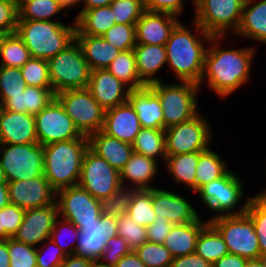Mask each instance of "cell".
Segmentation results:
<instances>
[{
	"mask_svg": "<svg viewBox=\"0 0 266 267\" xmlns=\"http://www.w3.org/2000/svg\"><path fill=\"white\" fill-rule=\"evenodd\" d=\"M20 70L27 86L52 88L47 60L30 58Z\"/></svg>",
	"mask_w": 266,
	"mask_h": 267,
	"instance_id": "obj_45",
	"label": "cell"
},
{
	"mask_svg": "<svg viewBox=\"0 0 266 267\" xmlns=\"http://www.w3.org/2000/svg\"><path fill=\"white\" fill-rule=\"evenodd\" d=\"M7 35H8V33L0 31V51H1L3 42H4Z\"/></svg>",
	"mask_w": 266,
	"mask_h": 267,
	"instance_id": "obj_67",
	"label": "cell"
},
{
	"mask_svg": "<svg viewBox=\"0 0 266 267\" xmlns=\"http://www.w3.org/2000/svg\"><path fill=\"white\" fill-rule=\"evenodd\" d=\"M212 130L199 112L192 119L165 129L166 154L203 152L211 144Z\"/></svg>",
	"mask_w": 266,
	"mask_h": 267,
	"instance_id": "obj_12",
	"label": "cell"
},
{
	"mask_svg": "<svg viewBox=\"0 0 266 267\" xmlns=\"http://www.w3.org/2000/svg\"><path fill=\"white\" fill-rule=\"evenodd\" d=\"M9 201L22 209H34L56 202V191L42 174L37 178L7 182Z\"/></svg>",
	"mask_w": 266,
	"mask_h": 267,
	"instance_id": "obj_17",
	"label": "cell"
},
{
	"mask_svg": "<svg viewBox=\"0 0 266 267\" xmlns=\"http://www.w3.org/2000/svg\"><path fill=\"white\" fill-rule=\"evenodd\" d=\"M0 240H5L4 207L0 209Z\"/></svg>",
	"mask_w": 266,
	"mask_h": 267,
	"instance_id": "obj_64",
	"label": "cell"
},
{
	"mask_svg": "<svg viewBox=\"0 0 266 267\" xmlns=\"http://www.w3.org/2000/svg\"><path fill=\"white\" fill-rule=\"evenodd\" d=\"M34 120L38 143L42 146L84 136L56 97L34 116Z\"/></svg>",
	"mask_w": 266,
	"mask_h": 267,
	"instance_id": "obj_14",
	"label": "cell"
},
{
	"mask_svg": "<svg viewBox=\"0 0 266 267\" xmlns=\"http://www.w3.org/2000/svg\"><path fill=\"white\" fill-rule=\"evenodd\" d=\"M110 7L116 24H136L146 11L143 0H113Z\"/></svg>",
	"mask_w": 266,
	"mask_h": 267,
	"instance_id": "obj_48",
	"label": "cell"
},
{
	"mask_svg": "<svg viewBox=\"0 0 266 267\" xmlns=\"http://www.w3.org/2000/svg\"><path fill=\"white\" fill-rule=\"evenodd\" d=\"M137 191V188L121 184L109 198L99 200L101 214L114 218L127 214L129 205Z\"/></svg>",
	"mask_w": 266,
	"mask_h": 267,
	"instance_id": "obj_40",
	"label": "cell"
},
{
	"mask_svg": "<svg viewBox=\"0 0 266 267\" xmlns=\"http://www.w3.org/2000/svg\"><path fill=\"white\" fill-rule=\"evenodd\" d=\"M141 129L137 113L128 101L105 110L102 131L107 135L132 145Z\"/></svg>",
	"mask_w": 266,
	"mask_h": 267,
	"instance_id": "obj_23",
	"label": "cell"
},
{
	"mask_svg": "<svg viewBox=\"0 0 266 267\" xmlns=\"http://www.w3.org/2000/svg\"><path fill=\"white\" fill-rule=\"evenodd\" d=\"M34 115L0 106V144L37 143Z\"/></svg>",
	"mask_w": 266,
	"mask_h": 267,
	"instance_id": "obj_22",
	"label": "cell"
},
{
	"mask_svg": "<svg viewBox=\"0 0 266 267\" xmlns=\"http://www.w3.org/2000/svg\"><path fill=\"white\" fill-rule=\"evenodd\" d=\"M115 267H146V265L138 258L137 254L131 250L118 261Z\"/></svg>",
	"mask_w": 266,
	"mask_h": 267,
	"instance_id": "obj_60",
	"label": "cell"
},
{
	"mask_svg": "<svg viewBox=\"0 0 266 267\" xmlns=\"http://www.w3.org/2000/svg\"><path fill=\"white\" fill-rule=\"evenodd\" d=\"M26 87L20 68L0 66V106L10 96L24 92Z\"/></svg>",
	"mask_w": 266,
	"mask_h": 267,
	"instance_id": "obj_44",
	"label": "cell"
},
{
	"mask_svg": "<svg viewBox=\"0 0 266 267\" xmlns=\"http://www.w3.org/2000/svg\"><path fill=\"white\" fill-rule=\"evenodd\" d=\"M194 4V0H191ZM145 10L169 13L179 17L184 10V0H143Z\"/></svg>",
	"mask_w": 266,
	"mask_h": 267,
	"instance_id": "obj_55",
	"label": "cell"
},
{
	"mask_svg": "<svg viewBox=\"0 0 266 267\" xmlns=\"http://www.w3.org/2000/svg\"><path fill=\"white\" fill-rule=\"evenodd\" d=\"M94 261L84 257L67 255L60 267H92Z\"/></svg>",
	"mask_w": 266,
	"mask_h": 267,
	"instance_id": "obj_59",
	"label": "cell"
},
{
	"mask_svg": "<svg viewBox=\"0 0 266 267\" xmlns=\"http://www.w3.org/2000/svg\"><path fill=\"white\" fill-rule=\"evenodd\" d=\"M8 239L0 240V267H10Z\"/></svg>",
	"mask_w": 266,
	"mask_h": 267,
	"instance_id": "obj_61",
	"label": "cell"
},
{
	"mask_svg": "<svg viewBox=\"0 0 266 267\" xmlns=\"http://www.w3.org/2000/svg\"><path fill=\"white\" fill-rule=\"evenodd\" d=\"M43 146L37 143L0 144V167L6 181L37 178L43 174Z\"/></svg>",
	"mask_w": 266,
	"mask_h": 267,
	"instance_id": "obj_10",
	"label": "cell"
},
{
	"mask_svg": "<svg viewBox=\"0 0 266 267\" xmlns=\"http://www.w3.org/2000/svg\"><path fill=\"white\" fill-rule=\"evenodd\" d=\"M261 261L263 262L264 267H266V254L260 256Z\"/></svg>",
	"mask_w": 266,
	"mask_h": 267,
	"instance_id": "obj_70",
	"label": "cell"
},
{
	"mask_svg": "<svg viewBox=\"0 0 266 267\" xmlns=\"http://www.w3.org/2000/svg\"><path fill=\"white\" fill-rule=\"evenodd\" d=\"M78 185L94 198H109L121 185L120 172L90 148L84 154Z\"/></svg>",
	"mask_w": 266,
	"mask_h": 267,
	"instance_id": "obj_13",
	"label": "cell"
},
{
	"mask_svg": "<svg viewBox=\"0 0 266 267\" xmlns=\"http://www.w3.org/2000/svg\"><path fill=\"white\" fill-rule=\"evenodd\" d=\"M109 6L89 10H80L75 16L76 34L102 36L112 25L116 24Z\"/></svg>",
	"mask_w": 266,
	"mask_h": 267,
	"instance_id": "obj_32",
	"label": "cell"
},
{
	"mask_svg": "<svg viewBox=\"0 0 266 267\" xmlns=\"http://www.w3.org/2000/svg\"><path fill=\"white\" fill-rule=\"evenodd\" d=\"M106 69L131 90L147 86L139 78L133 49L121 51Z\"/></svg>",
	"mask_w": 266,
	"mask_h": 267,
	"instance_id": "obj_37",
	"label": "cell"
},
{
	"mask_svg": "<svg viewBox=\"0 0 266 267\" xmlns=\"http://www.w3.org/2000/svg\"><path fill=\"white\" fill-rule=\"evenodd\" d=\"M88 148L89 140L85 135L43 146V175L56 192L78 185L82 160Z\"/></svg>",
	"mask_w": 266,
	"mask_h": 267,
	"instance_id": "obj_3",
	"label": "cell"
},
{
	"mask_svg": "<svg viewBox=\"0 0 266 267\" xmlns=\"http://www.w3.org/2000/svg\"><path fill=\"white\" fill-rule=\"evenodd\" d=\"M235 35L266 44V0H245Z\"/></svg>",
	"mask_w": 266,
	"mask_h": 267,
	"instance_id": "obj_27",
	"label": "cell"
},
{
	"mask_svg": "<svg viewBox=\"0 0 266 267\" xmlns=\"http://www.w3.org/2000/svg\"><path fill=\"white\" fill-rule=\"evenodd\" d=\"M127 214L138 225L147 228L153 224L156 214L152 207V189L138 190L129 205Z\"/></svg>",
	"mask_w": 266,
	"mask_h": 267,
	"instance_id": "obj_41",
	"label": "cell"
},
{
	"mask_svg": "<svg viewBox=\"0 0 266 267\" xmlns=\"http://www.w3.org/2000/svg\"><path fill=\"white\" fill-rule=\"evenodd\" d=\"M56 204L59 217L72 222L77 228L81 224L95 223L101 217L99 199L79 185L57 191Z\"/></svg>",
	"mask_w": 266,
	"mask_h": 267,
	"instance_id": "obj_15",
	"label": "cell"
},
{
	"mask_svg": "<svg viewBox=\"0 0 266 267\" xmlns=\"http://www.w3.org/2000/svg\"><path fill=\"white\" fill-rule=\"evenodd\" d=\"M247 260L238 255L228 253L213 263L212 267H245Z\"/></svg>",
	"mask_w": 266,
	"mask_h": 267,
	"instance_id": "obj_58",
	"label": "cell"
},
{
	"mask_svg": "<svg viewBox=\"0 0 266 267\" xmlns=\"http://www.w3.org/2000/svg\"><path fill=\"white\" fill-rule=\"evenodd\" d=\"M10 203L7 183L0 184V209Z\"/></svg>",
	"mask_w": 266,
	"mask_h": 267,
	"instance_id": "obj_63",
	"label": "cell"
},
{
	"mask_svg": "<svg viewBox=\"0 0 266 267\" xmlns=\"http://www.w3.org/2000/svg\"><path fill=\"white\" fill-rule=\"evenodd\" d=\"M10 267H37L36 247L8 238Z\"/></svg>",
	"mask_w": 266,
	"mask_h": 267,
	"instance_id": "obj_50",
	"label": "cell"
},
{
	"mask_svg": "<svg viewBox=\"0 0 266 267\" xmlns=\"http://www.w3.org/2000/svg\"><path fill=\"white\" fill-rule=\"evenodd\" d=\"M59 217L56 202L44 207L27 209L23 221L13 238L35 247L50 238L56 219Z\"/></svg>",
	"mask_w": 266,
	"mask_h": 267,
	"instance_id": "obj_18",
	"label": "cell"
},
{
	"mask_svg": "<svg viewBox=\"0 0 266 267\" xmlns=\"http://www.w3.org/2000/svg\"><path fill=\"white\" fill-rule=\"evenodd\" d=\"M7 183L4 172L2 168L0 167V184Z\"/></svg>",
	"mask_w": 266,
	"mask_h": 267,
	"instance_id": "obj_69",
	"label": "cell"
},
{
	"mask_svg": "<svg viewBox=\"0 0 266 267\" xmlns=\"http://www.w3.org/2000/svg\"><path fill=\"white\" fill-rule=\"evenodd\" d=\"M78 230L73 255L97 261L106 248V241L117 235V218L101 214L99 221L81 224Z\"/></svg>",
	"mask_w": 266,
	"mask_h": 267,
	"instance_id": "obj_16",
	"label": "cell"
},
{
	"mask_svg": "<svg viewBox=\"0 0 266 267\" xmlns=\"http://www.w3.org/2000/svg\"><path fill=\"white\" fill-rule=\"evenodd\" d=\"M56 98L82 135L89 136L103 129L105 110L87 88L60 91Z\"/></svg>",
	"mask_w": 266,
	"mask_h": 267,
	"instance_id": "obj_11",
	"label": "cell"
},
{
	"mask_svg": "<svg viewBox=\"0 0 266 267\" xmlns=\"http://www.w3.org/2000/svg\"><path fill=\"white\" fill-rule=\"evenodd\" d=\"M149 86L159 96L164 115V130L188 121L199 113V84L187 81L166 84L161 80Z\"/></svg>",
	"mask_w": 266,
	"mask_h": 267,
	"instance_id": "obj_5",
	"label": "cell"
},
{
	"mask_svg": "<svg viewBox=\"0 0 266 267\" xmlns=\"http://www.w3.org/2000/svg\"><path fill=\"white\" fill-rule=\"evenodd\" d=\"M108 43L119 51L132 50L136 46L135 24L112 25L103 35Z\"/></svg>",
	"mask_w": 266,
	"mask_h": 267,
	"instance_id": "obj_47",
	"label": "cell"
},
{
	"mask_svg": "<svg viewBox=\"0 0 266 267\" xmlns=\"http://www.w3.org/2000/svg\"><path fill=\"white\" fill-rule=\"evenodd\" d=\"M208 222L199 217L194 222L173 225L163 245L174 258L195 253L200 232Z\"/></svg>",
	"mask_w": 266,
	"mask_h": 267,
	"instance_id": "obj_26",
	"label": "cell"
},
{
	"mask_svg": "<svg viewBox=\"0 0 266 267\" xmlns=\"http://www.w3.org/2000/svg\"><path fill=\"white\" fill-rule=\"evenodd\" d=\"M179 22L175 15L146 10L135 24L136 44L165 45Z\"/></svg>",
	"mask_w": 266,
	"mask_h": 267,
	"instance_id": "obj_21",
	"label": "cell"
},
{
	"mask_svg": "<svg viewBox=\"0 0 266 267\" xmlns=\"http://www.w3.org/2000/svg\"><path fill=\"white\" fill-rule=\"evenodd\" d=\"M236 174L229 170L223 177L210 181L195 192L202 198L201 200L206 205L205 207L215 213L218 212L213 217L246 213L249 199L251 198L248 196H246V203L236 210L244 196L243 182L239 178L240 176Z\"/></svg>",
	"mask_w": 266,
	"mask_h": 267,
	"instance_id": "obj_7",
	"label": "cell"
},
{
	"mask_svg": "<svg viewBox=\"0 0 266 267\" xmlns=\"http://www.w3.org/2000/svg\"><path fill=\"white\" fill-rule=\"evenodd\" d=\"M25 209L9 203L4 207L5 240L13 238L19 229L25 214Z\"/></svg>",
	"mask_w": 266,
	"mask_h": 267,
	"instance_id": "obj_54",
	"label": "cell"
},
{
	"mask_svg": "<svg viewBox=\"0 0 266 267\" xmlns=\"http://www.w3.org/2000/svg\"><path fill=\"white\" fill-rule=\"evenodd\" d=\"M226 160L215 153L211 147L199 152V161L196 166V191L212 180L223 177L229 167Z\"/></svg>",
	"mask_w": 266,
	"mask_h": 267,
	"instance_id": "obj_36",
	"label": "cell"
},
{
	"mask_svg": "<svg viewBox=\"0 0 266 267\" xmlns=\"http://www.w3.org/2000/svg\"><path fill=\"white\" fill-rule=\"evenodd\" d=\"M142 128L164 129V115L158 94L150 87L130 90L128 100Z\"/></svg>",
	"mask_w": 266,
	"mask_h": 267,
	"instance_id": "obj_24",
	"label": "cell"
},
{
	"mask_svg": "<svg viewBox=\"0 0 266 267\" xmlns=\"http://www.w3.org/2000/svg\"><path fill=\"white\" fill-rule=\"evenodd\" d=\"M92 267H115V266L106 265L97 260L94 261Z\"/></svg>",
	"mask_w": 266,
	"mask_h": 267,
	"instance_id": "obj_68",
	"label": "cell"
},
{
	"mask_svg": "<svg viewBox=\"0 0 266 267\" xmlns=\"http://www.w3.org/2000/svg\"><path fill=\"white\" fill-rule=\"evenodd\" d=\"M171 267H212V264L205 261L201 256L192 253L185 256L175 257Z\"/></svg>",
	"mask_w": 266,
	"mask_h": 267,
	"instance_id": "obj_57",
	"label": "cell"
},
{
	"mask_svg": "<svg viewBox=\"0 0 266 267\" xmlns=\"http://www.w3.org/2000/svg\"><path fill=\"white\" fill-rule=\"evenodd\" d=\"M245 267H264V265L260 258H256L247 260Z\"/></svg>",
	"mask_w": 266,
	"mask_h": 267,
	"instance_id": "obj_65",
	"label": "cell"
},
{
	"mask_svg": "<svg viewBox=\"0 0 266 267\" xmlns=\"http://www.w3.org/2000/svg\"><path fill=\"white\" fill-rule=\"evenodd\" d=\"M44 243L42 247L46 248V252L41 247L36 249L37 267H60L67 255L51 238L46 239Z\"/></svg>",
	"mask_w": 266,
	"mask_h": 267,
	"instance_id": "obj_51",
	"label": "cell"
},
{
	"mask_svg": "<svg viewBox=\"0 0 266 267\" xmlns=\"http://www.w3.org/2000/svg\"><path fill=\"white\" fill-rule=\"evenodd\" d=\"M246 213L253 221L254 231L257 234L260 254H266V200L259 194L251 196Z\"/></svg>",
	"mask_w": 266,
	"mask_h": 267,
	"instance_id": "obj_42",
	"label": "cell"
},
{
	"mask_svg": "<svg viewBox=\"0 0 266 267\" xmlns=\"http://www.w3.org/2000/svg\"><path fill=\"white\" fill-rule=\"evenodd\" d=\"M88 140L89 148L119 172L134 153L131 144L111 137L102 130L90 134Z\"/></svg>",
	"mask_w": 266,
	"mask_h": 267,
	"instance_id": "obj_25",
	"label": "cell"
},
{
	"mask_svg": "<svg viewBox=\"0 0 266 267\" xmlns=\"http://www.w3.org/2000/svg\"><path fill=\"white\" fill-rule=\"evenodd\" d=\"M17 35L26 44L31 58L55 57L75 41L76 23L65 25L58 21L18 20Z\"/></svg>",
	"mask_w": 266,
	"mask_h": 267,
	"instance_id": "obj_4",
	"label": "cell"
},
{
	"mask_svg": "<svg viewBox=\"0 0 266 267\" xmlns=\"http://www.w3.org/2000/svg\"><path fill=\"white\" fill-rule=\"evenodd\" d=\"M199 161V152L167 155L165 159L166 170L173 180L185 185L186 188L196 192V166Z\"/></svg>",
	"mask_w": 266,
	"mask_h": 267,
	"instance_id": "obj_33",
	"label": "cell"
},
{
	"mask_svg": "<svg viewBox=\"0 0 266 267\" xmlns=\"http://www.w3.org/2000/svg\"><path fill=\"white\" fill-rule=\"evenodd\" d=\"M56 94L52 88L27 86L24 92L17 96H10L1 107L6 110L36 115L42 111Z\"/></svg>",
	"mask_w": 266,
	"mask_h": 267,
	"instance_id": "obj_31",
	"label": "cell"
},
{
	"mask_svg": "<svg viewBox=\"0 0 266 267\" xmlns=\"http://www.w3.org/2000/svg\"><path fill=\"white\" fill-rule=\"evenodd\" d=\"M64 6L67 7V9L74 7V5H78V3L80 2V0H59Z\"/></svg>",
	"mask_w": 266,
	"mask_h": 267,
	"instance_id": "obj_66",
	"label": "cell"
},
{
	"mask_svg": "<svg viewBox=\"0 0 266 267\" xmlns=\"http://www.w3.org/2000/svg\"><path fill=\"white\" fill-rule=\"evenodd\" d=\"M117 235L125 239L133 251L148 241L146 227L136 224L128 214L117 217Z\"/></svg>",
	"mask_w": 266,
	"mask_h": 267,
	"instance_id": "obj_46",
	"label": "cell"
},
{
	"mask_svg": "<svg viewBox=\"0 0 266 267\" xmlns=\"http://www.w3.org/2000/svg\"><path fill=\"white\" fill-rule=\"evenodd\" d=\"M130 251L127 241L116 235L106 241V248L98 261L106 265L115 266Z\"/></svg>",
	"mask_w": 266,
	"mask_h": 267,
	"instance_id": "obj_52",
	"label": "cell"
},
{
	"mask_svg": "<svg viewBox=\"0 0 266 267\" xmlns=\"http://www.w3.org/2000/svg\"><path fill=\"white\" fill-rule=\"evenodd\" d=\"M223 36H212L205 54L204 71L199 86L204 80L218 96L224 98L248 82L255 47L239 49L219 48L218 40Z\"/></svg>",
	"mask_w": 266,
	"mask_h": 267,
	"instance_id": "obj_1",
	"label": "cell"
},
{
	"mask_svg": "<svg viewBox=\"0 0 266 267\" xmlns=\"http://www.w3.org/2000/svg\"><path fill=\"white\" fill-rule=\"evenodd\" d=\"M195 253L211 264L229 253L222 235L210 222L200 232Z\"/></svg>",
	"mask_w": 266,
	"mask_h": 267,
	"instance_id": "obj_34",
	"label": "cell"
},
{
	"mask_svg": "<svg viewBox=\"0 0 266 267\" xmlns=\"http://www.w3.org/2000/svg\"><path fill=\"white\" fill-rule=\"evenodd\" d=\"M87 89L104 110L126 103L131 90L107 69L91 71Z\"/></svg>",
	"mask_w": 266,
	"mask_h": 267,
	"instance_id": "obj_20",
	"label": "cell"
},
{
	"mask_svg": "<svg viewBox=\"0 0 266 267\" xmlns=\"http://www.w3.org/2000/svg\"><path fill=\"white\" fill-rule=\"evenodd\" d=\"M18 23V3L14 0H0V31L16 32Z\"/></svg>",
	"mask_w": 266,
	"mask_h": 267,
	"instance_id": "obj_53",
	"label": "cell"
},
{
	"mask_svg": "<svg viewBox=\"0 0 266 267\" xmlns=\"http://www.w3.org/2000/svg\"><path fill=\"white\" fill-rule=\"evenodd\" d=\"M91 71L106 69L121 52L102 36L75 35Z\"/></svg>",
	"mask_w": 266,
	"mask_h": 267,
	"instance_id": "obj_30",
	"label": "cell"
},
{
	"mask_svg": "<svg viewBox=\"0 0 266 267\" xmlns=\"http://www.w3.org/2000/svg\"><path fill=\"white\" fill-rule=\"evenodd\" d=\"M262 198H264L266 200V189H264L263 191H261L260 193H258Z\"/></svg>",
	"mask_w": 266,
	"mask_h": 267,
	"instance_id": "obj_71",
	"label": "cell"
},
{
	"mask_svg": "<svg viewBox=\"0 0 266 267\" xmlns=\"http://www.w3.org/2000/svg\"><path fill=\"white\" fill-rule=\"evenodd\" d=\"M134 252L146 267H171L173 255L163 244L146 241Z\"/></svg>",
	"mask_w": 266,
	"mask_h": 267,
	"instance_id": "obj_43",
	"label": "cell"
},
{
	"mask_svg": "<svg viewBox=\"0 0 266 267\" xmlns=\"http://www.w3.org/2000/svg\"><path fill=\"white\" fill-rule=\"evenodd\" d=\"M47 62L49 78L55 94L60 91L87 88L91 69L76 40Z\"/></svg>",
	"mask_w": 266,
	"mask_h": 267,
	"instance_id": "obj_6",
	"label": "cell"
},
{
	"mask_svg": "<svg viewBox=\"0 0 266 267\" xmlns=\"http://www.w3.org/2000/svg\"><path fill=\"white\" fill-rule=\"evenodd\" d=\"M152 207L155 219H168L173 225L194 222L200 217L186 198L158 187L152 189Z\"/></svg>",
	"mask_w": 266,
	"mask_h": 267,
	"instance_id": "obj_19",
	"label": "cell"
},
{
	"mask_svg": "<svg viewBox=\"0 0 266 267\" xmlns=\"http://www.w3.org/2000/svg\"><path fill=\"white\" fill-rule=\"evenodd\" d=\"M113 0H80L79 3H83L84 6L81 10H89L98 7L109 6Z\"/></svg>",
	"mask_w": 266,
	"mask_h": 267,
	"instance_id": "obj_62",
	"label": "cell"
},
{
	"mask_svg": "<svg viewBox=\"0 0 266 267\" xmlns=\"http://www.w3.org/2000/svg\"><path fill=\"white\" fill-rule=\"evenodd\" d=\"M58 220H59V217L55 221L54 227L51 231L50 238L53 240V242L56 245H58L64 251L66 255H73L74 250L77 245L79 230L70 221H67L61 217H60V220L59 221ZM66 234L70 237V240L72 239L70 243L68 244L64 242V235Z\"/></svg>",
	"mask_w": 266,
	"mask_h": 267,
	"instance_id": "obj_49",
	"label": "cell"
},
{
	"mask_svg": "<svg viewBox=\"0 0 266 267\" xmlns=\"http://www.w3.org/2000/svg\"><path fill=\"white\" fill-rule=\"evenodd\" d=\"M135 153L144 155L157 160V156L165 162L166 143H165V130L142 128L136 135L135 141L132 144Z\"/></svg>",
	"mask_w": 266,
	"mask_h": 267,
	"instance_id": "obj_35",
	"label": "cell"
},
{
	"mask_svg": "<svg viewBox=\"0 0 266 267\" xmlns=\"http://www.w3.org/2000/svg\"><path fill=\"white\" fill-rule=\"evenodd\" d=\"M67 9L59 0H21L18 3V20L54 21L52 17Z\"/></svg>",
	"mask_w": 266,
	"mask_h": 267,
	"instance_id": "obj_38",
	"label": "cell"
},
{
	"mask_svg": "<svg viewBox=\"0 0 266 267\" xmlns=\"http://www.w3.org/2000/svg\"><path fill=\"white\" fill-rule=\"evenodd\" d=\"M133 51L139 78L147 86L161 81V78L155 77V75L167 64L165 45L136 44Z\"/></svg>",
	"mask_w": 266,
	"mask_h": 267,
	"instance_id": "obj_29",
	"label": "cell"
},
{
	"mask_svg": "<svg viewBox=\"0 0 266 267\" xmlns=\"http://www.w3.org/2000/svg\"><path fill=\"white\" fill-rule=\"evenodd\" d=\"M245 0H194L197 22L212 36L235 34L239 28Z\"/></svg>",
	"mask_w": 266,
	"mask_h": 267,
	"instance_id": "obj_9",
	"label": "cell"
},
{
	"mask_svg": "<svg viewBox=\"0 0 266 267\" xmlns=\"http://www.w3.org/2000/svg\"><path fill=\"white\" fill-rule=\"evenodd\" d=\"M222 235L230 254L246 259L260 258V247L253 221L247 213L223 215L208 220Z\"/></svg>",
	"mask_w": 266,
	"mask_h": 267,
	"instance_id": "obj_8",
	"label": "cell"
},
{
	"mask_svg": "<svg viewBox=\"0 0 266 267\" xmlns=\"http://www.w3.org/2000/svg\"><path fill=\"white\" fill-rule=\"evenodd\" d=\"M158 161L137 153H133L124 168L120 171L121 184L127 185L138 190L153 189L150 183L157 175ZM129 182L133 186L129 185ZM150 185V186H149Z\"/></svg>",
	"mask_w": 266,
	"mask_h": 267,
	"instance_id": "obj_28",
	"label": "cell"
},
{
	"mask_svg": "<svg viewBox=\"0 0 266 267\" xmlns=\"http://www.w3.org/2000/svg\"><path fill=\"white\" fill-rule=\"evenodd\" d=\"M173 224L168 219H155L154 223L146 228L149 242L163 244Z\"/></svg>",
	"mask_w": 266,
	"mask_h": 267,
	"instance_id": "obj_56",
	"label": "cell"
},
{
	"mask_svg": "<svg viewBox=\"0 0 266 267\" xmlns=\"http://www.w3.org/2000/svg\"><path fill=\"white\" fill-rule=\"evenodd\" d=\"M30 58L26 44L17 33L8 34L0 51V66L21 68Z\"/></svg>",
	"mask_w": 266,
	"mask_h": 267,
	"instance_id": "obj_39",
	"label": "cell"
},
{
	"mask_svg": "<svg viewBox=\"0 0 266 267\" xmlns=\"http://www.w3.org/2000/svg\"><path fill=\"white\" fill-rule=\"evenodd\" d=\"M193 22L195 33L179 22L172 30L165 48L167 66L172 69L174 78L178 81L199 84L208 48L204 42H210L212 35L208 34L197 22Z\"/></svg>",
	"mask_w": 266,
	"mask_h": 267,
	"instance_id": "obj_2",
	"label": "cell"
}]
</instances>
